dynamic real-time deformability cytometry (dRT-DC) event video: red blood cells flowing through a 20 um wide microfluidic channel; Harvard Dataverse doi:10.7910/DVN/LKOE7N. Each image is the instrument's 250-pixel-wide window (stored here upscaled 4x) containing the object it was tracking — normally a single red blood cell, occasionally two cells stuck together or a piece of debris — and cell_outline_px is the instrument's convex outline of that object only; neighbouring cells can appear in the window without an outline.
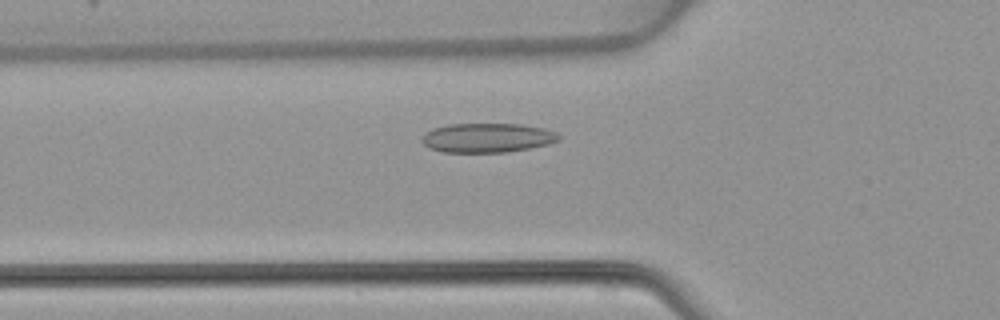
{"species": "common noctule bat (a hibernating species)", "species_latin": "Nyctalus noctula", "temperature_condition": "warm", "stored_images_in_passage": 19, "camera_frame_rate_fps": 3000, "um_per_image_px": 0.085, "animal": {"sex": "female", "body_mass_g": 22.7, "forearm_length_mm": 54.2}, "frame": {"image": 1, "passage_image": 12, "time_ms": 3.667, "image_size_px": [1000, 320], "cell_outline_px": [[560, 140], [548, 144], [508, 152], [444, 152], [428, 148], [420, 140], [424, 132], [432, 128], [448, 124], [520, 124], [544, 128], [556, 132], [560, 136]], "centroid_in_image_um": [41.39, 11.71], "position_along_channel_um": 84.4, "area_um2": 23.52}}
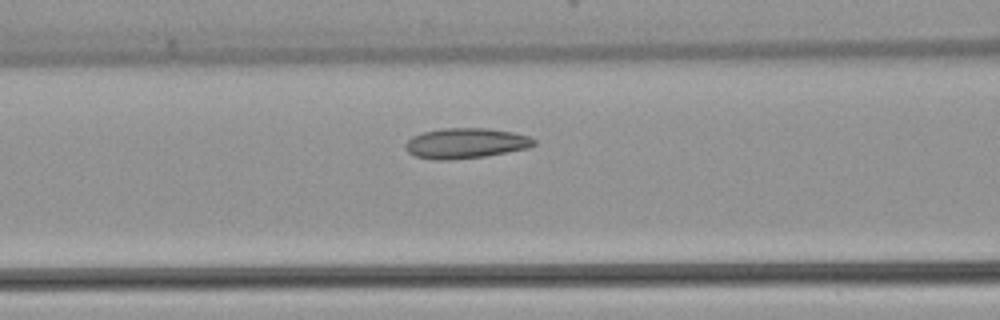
{"frame": {"image": 2, "passage_image": 15, "time_ms": 4.667, "image_size_px": [1000, 320], "cell_outline_px": [[536, 144], [528, 148], [508, 152], [484, 156], [452, 160], [432, 160], [416, 156], [408, 152], [404, 148], [404, 144], [412, 136], [424, 132], [444, 128], [488, 128], [512, 132], [528, 136], [536, 140]], "centroid_in_image_um": [39.57, 12.18], "position_along_channel_um": 127.0, "area_um2": 22.77}}
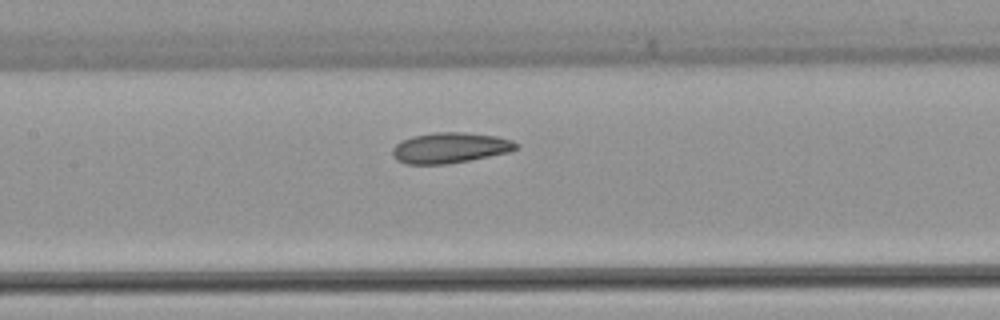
{"frame": {"image": 3, "passage_image": 18, "time_ms": 5.667, "image_size_px": [1000, 320], "cell_outline_px": [[520, 144], [516, 148], [508, 152], [468, 160], [444, 164], [404, 164], [396, 160], [392, 156], [392, 148], [400, 140], [412, 136], [432, 132], [464, 132], [496, 136], [512, 140]], "centroid_in_image_um": [38.2, 12.55], "position_along_channel_um": 169.2, "area_um2": 22.08}}